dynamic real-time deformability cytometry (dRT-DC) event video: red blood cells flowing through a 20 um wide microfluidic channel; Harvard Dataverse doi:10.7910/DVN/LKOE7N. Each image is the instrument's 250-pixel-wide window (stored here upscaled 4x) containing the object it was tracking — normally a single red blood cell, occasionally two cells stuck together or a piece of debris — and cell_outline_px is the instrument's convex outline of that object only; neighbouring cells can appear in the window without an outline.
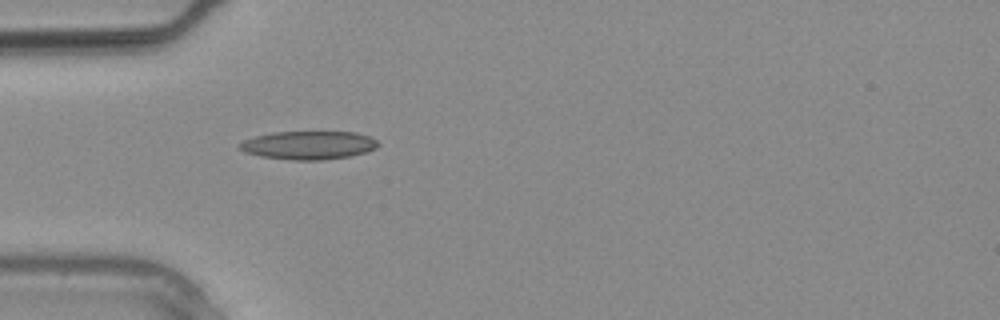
{"species": "common noctule bat (a hibernating species)", "species_latin": "Nyctalus noctula", "temperature_condition": "warm", "stored_images_in_passage": 29, "camera_frame_rate_fps": 3000, "um_per_image_px": 0.085, "animal": {"sex": "male", "body_mass_g": 20.4}, "frame": {"image": 1, "passage_image": 9, "time_ms": 2.667, "image_size_px": [1000, 320], "cell_outline_px": [[380, 144], [376, 148], [364, 152], [348, 156], [320, 160], [292, 160], [260, 156], [244, 152], [240, 148], [240, 144], [244, 140], [256, 136], [272, 132], [356, 132], [368, 136], [376, 140]], "centroid_in_image_um": [26.22, 12.34], "position_along_channel_um": 58.8, "area_um2": 22.66}}